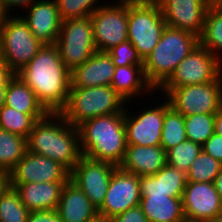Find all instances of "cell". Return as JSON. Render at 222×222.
Returning a JSON list of instances; mask_svg holds the SVG:
<instances>
[{
	"mask_svg": "<svg viewBox=\"0 0 222 222\" xmlns=\"http://www.w3.org/2000/svg\"><path fill=\"white\" fill-rule=\"evenodd\" d=\"M3 60H2V52H1V41H0V63H2Z\"/></svg>",
	"mask_w": 222,
	"mask_h": 222,
	"instance_id": "cell-50",
	"label": "cell"
},
{
	"mask_svg": "<svg viewBox=\"0 0 222 222\" xmlns=\"http://www.w3.org/2000/svg\"><path fill=\"white\" fill-rule=\"evenodd\" d=\"M111 222H149L142 212L141 207L130 208L111 219Z\"/></svg>",
	"mask_w": 222,
	"mask_h": 222,
	"instance_id": "cell-39",
	"label": "cell"
},
{
	"mask_svg": "<svg viewBox=\"0 0 222 222\" xmlns=\"http://www.w3.org/2000/svg\"><path fill=\"white\" fill-rule=\"evenodd\" d=\"M158 102L155 106H143L140 111L131 113L128 102L124 109V125L126 129L127 144L140 146H161V134L165 111L170 107L168 100ZM161 103V104H160ZM157 105V106H156ZM128 107V108H127Z\"/></svg>",
	"mask_w": 222,
	"mask_h": 222,
	"instance_id": "cell-12",
	"label": "cell"
},
{
	"mask_svg": "<svg viewBox=\"0 0 222 222\" xmlns=\"http://www.w3.org/2000/svg\"><path fill=\"white\" fill-rule=\"evenodd\" d=\"M221 168L222 163L202 150L186 173L187 182L214 183Z\"/></svg>",
	"mask_w": 222,
	"mask_h": 222,
	"instance_id": "cell-30",
	"label": "cell"
},
{
	"mask_svg": "<svg viewBox=\"0 0 222 222\" xmlns=\"http://www.w3.org/2000/svg\"><path fill=\"white\" fill-rule=\"evenodd\" d=\"M115 67L108 52L95 51L71 72V87L111 86Z\"/></svg>",
	"mask_w": 222,
	"mask_h": 222,
	"instance_id": "cell-19",
	"label": "cell"
},
{
	"mask_svg": "<svg viewBox=\"0 0 222 222\" xmlns=\"http://www.w3.org/2000/svg\"><path fill=\"white\" fill-rule=\"evenodd\" d=\"M182 204L187 220L209 222L222 215V199L214 183L187 182Z\"/></svg>",
	"mask_w": 222,
	"mask_h": 222,
	"instance_id": "cell-16",
	"label": "cell"
},
{
	"mask_svg": "<svg viewBox=\"0 0 222 222\" xmlns=\"http://www.w3.org/2000/svg\"><path fill=\"white\" fill-rule=\"evenodd\" d=\"M139 206L149 222H180L185 219L182 198L141 196Z\"/></svg>",
	"mask_w": 222,
	"mask_h": 222,
	"instance_id": "cell-24",
	"label": "cell"
},
{
	"mask_svg": "<svg viewBox=\"0 0 222 222\" xmlns=\"http://www.w3.org/2000/svg\"><path fill=\"white\" fill-rule=\"evenodd\" d=\"M56 211L62 222H95L100 219L97 207L70 180L62 189Z\"/></svg>",
	"mask_w": 222,
	"mask_h": 222,
	"instance_id": "cell-20",
	"label": "cell"
},
{
	"mask_svg": "<svg viewBox=\"0 0 222 222\" xmlns=\"http://www.w3.org/2000/svg\"><path fill=\"white\" fill-rule=\"evenodd\" d=\"M214 186L222 199V168L214 180Z\"/></svg>",
	"mask_w": 222,
	"mask_h": 222,
	"instance_id": "cell-45",
	"label": "cell"
},
{
	"mask_svg": "<svg viewBox=\"0 0 222 222\" xmlns=\"http://www.w3.org/2000/svg\"><path fill=\"white\" fill-rule=\"evenodd\" d=\"M180 222H195V221H191V220L184 219V220H182V221H180Z\"/></svg>",
	"mask_w": 222,
	"mask_h": 222,
	"instance_id": "cell-51",
	"label": "cell"
},
{
	"mask_svg": "<svg viewBox=\"0 0 222 222\" xmlns=\"http://www.w3.org/2000/svg\"><path fill=\"white\" fill-rule=\"evenodd\" d=\"M202 150L212 156L214 159L222 163V136L213 134L202 145Z\"/></svg>",
	"mask_w": 222,
	"mask_h": 222,
	"instance_id": "cell-38",
	"label": "cell"
},
{
	"mask_svg": "<svg viewBox=\"0 0 222 222\" xmlns=\"http://www.w3.org/2000/svg\"><path fill=\"white\" fill-rule=\"evenodd\" d=\"M201 151L202 145L185 140L166 152L167 165L187 173Z\"/></svg>",
	"mask_w": 222,
	"mask_h": 222,
	"instance_id": "cell-32",
	"label": "cell"
},
{
	"mask_svg": "<svg viewBox=\"0 0 222 222\" xmlns=\"http://www.w3.org/2000/svg\"><path fill=\"white\" fill-rule=\"evenodd\" d=\"M14 76V73L8 66L0 63V108L5 105V93L8 81Z\"/></svg>",
	"mask_w": 222,
	"mask_h": 222,
	"instance_id": "cell-41",
	"label": "cell"
},
{
	"mask_svg": "<svg viewBox=\"0 0 222 222\" xmlns=\"http://www.w3.org/2000/svg\"><path fill=\"white\" fill-rule=\"evenodd\" d=\"M107 52L115 66L143 65V60L139 56L137 49L129 40L113 46Z\"/></svg>",
	"mask_w": 222,
	"mask_h": 222,
	"instance_id": "cell-36",
	"label": "cell"
},
{
	"mask_svg": "<svg viewBox=\"0 0 222 222\" xmlns=\"http://www.w3.org/2000/svg\"><path fill=\"white\" fill-rule=\"evenodd\" d=\"M127 102L111 87H70L67 102L59 114L78 127L89 119L124 113Z\"/></svg>",
	"mask_w": 222,
	"mask_h": 222,
	"instance_id": "cell-5",
	"label": "cell"
},
{
	"mask_svg": "<svg viewBox=\"0 0 222 222\" xmlns=\"http://www.w3.org/2000/svg\"><path fill=\"white\" fill-rule=\"evenodd\" d=\"M159 90L170 106L183 116L216 114L222 108V75L210 83L159 88L157 92Z\"/></svg>",
	"mask_w": 222,
	"mask_h": 222,
	"instance_id": "cell-8",
	"label": "cell"
},
{
	"mask_svg": "<svg viewBox=\"0 0 222 222\" xmlns=\"http://www.w3.org/2000/svg\"><path fill=\"white\" fill-rule=\"evenodd\" d=\"M99 2V4H98ZM61 20L86 18L103 6L100 0H56Z\"/></svg>",
	"mask_w": 222,
	"mask_h": 222,
	"instance_id": "cell-34",
	"label": "cell"
},
{
	"mask_svg": "<svg viewBox=\"0 0 222 222\" xmlns=\"http://www.w3.org/2000/svg\"><path fill=\"white\" fill-rule=\"evenodd\" d=\"M5 105L24 114L49 113L28 85L15 74L7 83Z\"/></svg>",
	"mask_w": 222,
	"mask_h": 222,
	"instance_id": "cell-25",
	"label": "cell"
},
{
	"mask_svg": "<svg viewBox=\"0 0 222 222\" xmlns=\"http://www.w3.org/2000/svg\"><path fill=\"white\" fill-rule=\"evenodd\" d=\"M35 1L36 0H3V4H4L5 9L9 12V14H13V12H10V11H14L18 7H19V9H17V10H21L20 9L21 7L26 9L31 4H33ZM10 8L12 10H10Z\"/></svg>",
	"mask_w": 222,
	"mask_h": 222,
	"instance_id": "cell-42",
	"label": "cell"
},
{
	"mask_svg": "<svg viewBox=\"0 0 222 222\" xmlns=\"http://www.w3.org/2000/svg\"><path fill=\"white\" fill-rule=\"evenodd\" d=\"M67 182L11 183L29 211L56 210Z\"/></svg>",
	"mask_w": 222,
	"mask_h": 222,
	"instance_id": "cell-22",
	"label": "cell"
},
{
	"mask_svg": "<svg viewBox=\"0 0 222 222\" xmlns=\"http://www.w3.org/2000/svg\"><path fill=\"white\" fill-rule=\"evenodd\" d=\"M215 114L184 116L187 140L203 145L214 134Z\"/></svg>",
	"mask_w": 222,
	"mask_h": 222,
	"instance_id": "cell-31",
	"label": "cell"
},
{
	"mask_svg": "<svg viewBox=\"0 0 222 222\" xmlns=\"http://www.w3.org/2000/svg\"><path fill=\"white\" fill-rule=\"evenodd\" d=\"M10 16L9 12L5 9L3 0H0V25Z\"/></svg>",
	"mask_w": 222,
	"mask_h": 222,
	"instance_id": "cell-46",
	"label": "cell"
},
{
	"mask_svg": "<svg viewBox=\"0 0 222 222\" xmlns=\"http://www.w3.org/2000/svg\"><path fill=\"white\" fill-rule=\"evenodd\" d=\"M27 152V138L0 128V169L10 172Z\"/></svg>",
	"mask_w": 222,
	"mask_h": 222,
	"instance_id": "cell-27",
	"label": "cell"
},
{
	"mask_svg": "<svg viewBox=\"0 0 222 222\" xmlns=\"http://www.w3.org/2000/svg\"><path fill=\"white\" fill-rule=\"evenodd\" d=\"M117 167L110 162L82 155L70 172V181L99 209L104 203L111 176Z\"/></svg>",
	"mask_w": 222,
	"mask_h": 222,
	"instance_id": "cell-13",
	"label": "cell"
},
{
	"mask_svg": "<svg viewBox=\"0 0 222 222\" xmlns=\"http://www.w3.org/2000/svg\"><path fill=\"white\" fill-rule=\"evenodd\" d=\"M47 114H24L4 105L0 108V128L27 138L34 124Z\"/></svg>",
	"mask_w": 222,
	"mask_h": 222,
	"instance_id": "cell-28",
	"label": "cell"
},
{
	"mask_svg": "<svg viewBox=\"0 0 222 222\" xmlns=\"http://www.w3.org/2000/svg\"><path fill=\"white\" fill-rule=\"evenodd\" d=\"M211 5H222V0H208Z\"/></svg>",
	"mask_w": 222,
	"mask_h": 222,
	"instance_id": "cell-47",
	"label": "cell"
},
{
	"mask_svg": "<svg viewBox=\"0 0 222 222\" xmlns=\"http://www.w3.org/2000/svg\"><path fill=\"white\" fill-rule=\"evenodd\" d=\"M11 183L68 182L70 172L61 164L27 151L10 171Z\"/></svg>",
	"mask_w": 222,
	"mask_h": 222,
	"instance_id": "cell-17",
	"label": "cell"
},
{
	"mask_svg": "<svg viewBox=\"0 0 222 222\" xmlns=\"http://www.w3.org/2000/svg\"><path fill=\"white\" fill-rule=\"evenodd\" d=\"M200 44L222 60V5H211L206 13L205 26L199 37Z\"/></svg>",
	"mask_w": 222,
	"mask_h": 222,
	"instance_id": "cell-26",
	"label": "cell"
},
{
	"mask_svg": "<svg viewBox=\"0 0 222 222\" xmlns=\"http://www.w3.org/2000/svg\"><path fill=\"white\" fill-rule=\"evenodd\" d=\"M90 18L97 51L107 52L113 46L128 40V0L105 4L96 9Z\"/></svg>",
	"mask_w": 222,
	"mask_h": 222,
	"instance_id": "cell-11",
	"label": "cell"
},
{
	"mask_svg": "<svg viewBox=\"0 0 222 222\" xmlns=\"http://www.w3.org/2000/svg\"><path fill=\"white\" fill-rule=\"evenodd\" d=\"M25 10L20 16L35 38L44 45H55L62 22L56 0H36Z\"/></svg>",
	"mask_w": 222,
	"mask_h": 222,
	"instance_id": "cell-18",
	"label": "cell"
},
{
	"mask_svg": "<svg viewBox=\"0 0 222 222\" xmlns=\"http://www.w3.org/2000/svg\"><path fill=\"white\" fill-rule=\"evenodd\" d=\"M187 140L184 116L171 106L165 111L161 147L167 152L181 142Z\"/></svg>",
	"mask_w": 222,
	"mask_h": 222,
	"instance_id": "cell-29",
	"label": "cell"
},
{
	"mask_svg": "<svg viewBox=\"0 0 222 222\" xmlns=\"http://www.w3.org/2000/svg\"><path fill=\"white\" fill-rule=\"evenodd\" d=\"M166 164V151L161 146L128 144L119 167L140 177L154 175Z\"/></svg>",
	"mask_w": 222,
	"mask_h": 222,
	"instance_id": "cell-21",
	"label": "cell"
},
{
	"mask_svg": "<svg viewBox=\"0 0 222 222\" xmlns=\"http://www.w3.org/2000/svg\"><path fill=\"white\" fill-rule=\"evenodd\" d=\"M141 196H168L163 188V168L154 175L140 176Z\"/></svg>",
	"mask_w": 222,
	"mask_h": 222,
	"instance_id": "cell-37",
	"label": "cell"
},
{
	"mask_svg": "<svg viewBox=\"0 0 222 222\" xmlns=\"http://www.w3.org/2000/svg\"><path fill=\"white\" fill-rule=\"evenodd\" d=\"M167 26L155 0H128V40L144 61Z\"/></svg>",
	"mask_w": 222,
	"mask_h": 222,
	"instance_id": "cell-6",
	"label": "cell"
},
{
	"mask_svg": "<svg viewBox=\"0 0 222 222\" xmlns=\"http://www.w3.org/2000/svg\"><path fill=\"white\" fill-rule=\"evenodd\" d=\"M209 222H222V215L217 216L216 218L212 219V220L209 221Z\"/></svg>",
	"mask_w": 222,
	"mask_h": 222,
	"instance_id": "cell-48",
	"label": "cell"
},
{
	"mask_svg": "<svg viewBox=\"0 0 222 222\" xmlns=\"http://www.w3.org/2000/svg\"><path fill=\"white\" fill-rule=\"evenodd\" d=\"M111 87L127 103L132 97L135 99L142 94L146 96L147 93L153 96L152 94L156 92L146 80L143 65L116 66Z\"/></svg>",
	"mask_w": 222,
	"mask_h": 222,
	"instance_id": "cell-23",
	"label": "cell"
},
{
	"mask_svg": "<svg viewBox=\"0 0 222 222\" xmlns=\"http://www.w3.org/2000/svg\"><path fill=\"white\" fill-rule=\"evenodd\" d=\"M140 199L139 177L118 166L111 176L104 203L98 209L99 217L111 220L116 215L138 206Z\"/></svg>",
	"mask_w": 222,
	"mask_h": 222,
	"instance_id": "cell-14",
	"label": "cell"
},
{
	"mask_svg": "<svg viewBox=\"0 0 222 222\" xmlns=\"http://www.w3.org/2000/svg\"><path fill=\"white\" fill-rule=\"evenodd\" d=\"M27 222H62L56 210L30 211Z\"/></svg>",
	"mask_w": 222,
	"mask_h": 222,
	"instance_id": "cell-40",
	"label": "cell"
},
{
	"mask_svg": "<svg viewBox=\"0 0 222 222\" xmlns=\"http://www.w3.org/2000/svg\"><path fill=\"white\" fill-rule=\"evenodd\" d=\"M55 46L70 72L89 59L97 51L90 16L63 20Z\"/></svg>",
	"mask_w": 222,
	"mask_h": 222,
	"instance_id": "cell-9",
	"label": "cell"
},
{
	"mask_svg": "<svg viewBox=\"0 0 222 222\" xmlns=\"http://www.w3.org/2000/svg\"><path fill=\"white\" fill-rule=\"evenodd\" d=\"M186 184V173L167 164L163 167V188L168 197L182 198Z\"/></svg>",
	"mask_w": 222,
	"mask_h": 222,
	"instance_id": "cell-35",
	"label": "cell"
},
{
	"mask_svg": "<svg viewBox=\"0 0 222 222\" xmlns=\"http://www.w3.org/2000/svg\"><path fill=\"white\" fill-rule=\"evenodd\" d=\"M17 14L9 16L0 25L2 60L14 74L26 66L44 45Z\"/></svg>",
	"mask_w": 222,
	"mask_h": 222,
	"instance_id": "cell-7",
	"label": "cell"
},
{
	"mask_svg": "<svg viewBox=\"0 0 222 222\" xmlns=\"http://www.w3.org/2000/svg\"><path fill=\"white\" fill-rule=\"evenodd\" d=\"M15 75L28 85L49 113H59L65 106L71 87V72L55 45H43Z\"/></svg>",
	"mask_w": 222,
	"mask_h": 222,
	"instance_id": "cell-1",
	"label": "cell"
},
{
	"mask_svg": "<svg viewBox=\"0 0 222 222\" xmlns=\"http://www.w3.org/2000/svg\"><path fill=\"white\" fill-rule=\"evenodd\" d=\"M200 44L189 31L166 26L160 41L143 61L144 75L157 91L173 74L177 65Z\"/></svg>",
	"mask_w": 222,
	"mask_h": 222,
	"instance_id": "cell-4",
	"label": "cell"
},
{
	"mask_svg": "<svg viewBox=\"0 0 222 222\" xmlns=\"http://www.w3.org/2000/svg\"><path fill=\"white\" fill-rule=\"evenodd\" d=\"M12 188L10 172L0 169V198Z\"/></svg>",
	"mask_w": 222,
	"mask_h": 222,
	"instance_id": "cell-43",
	"label": "cell"
},
{
	"mask_svg": "<svg viewBox=\"0 0 222 222\" xmlns=\"http://www.w3.org/2000/svg\"><path fill=\"white\" fill-rule=\"evenodd\" d=\"M222 75V60L199 44L176 67L160 88H176L216 81Z\"/></svg>",
	"mask_w": 222,
	"mask_h": 222,
	"instance_id": "cell-10",
	"label": "cell"
},
{
	"mask_svg": "<svg viewBox=\"0 0 222 222\" xmlns=\"http://www.w3.org/2000/svg\"><path fill=\"white\" fill-rule=\"evenodd\" d=\"M95 222H111V220L98 219V220L95 221Z\"/></svg>",
	"mask_w": 222,
	"mask_h": 222,
	"instance_id": "cell-49",
	"label": "cell"
},
{
	"mask_svg": "<svg viewBox=\"0 0 222 222\" xmlns=\"http://www.w3.org/2000/svg\"><path fill=\"white\" fill-rule=\"evenodd\" d=\"M29 212L13 187L0 198V222H27Z\"/></svg>",
	"mask_w": 222,
	"mask_h": 222,
	"instance_id": "cell-33",
	"label": "cell"
},
{
	"mask_svg": "<svg viewBox=\"0 0 222 222\" xmlns=\"http://www.w3.org/2000/svg\"><path fill=\"white\" fill-rule=\"evenodd\" d=\"M27 151L44 155L71 172L82 156L79 130L59 113H48L29 133Z\"/></svg>",
	"mask_w": 222,
	"mask_h": 222,
	"instance_id": "cell-2",
	"label": "cell"
},
{
	"mask_svg": "<svg viewBox=\"0 0 222 222\" xmlns=\"http://www.w3.org/2000/svg\"><path fill=\"white\" fill-rule=\"evenodd\" d=\"M214 133L222 136V108L215 114Z\"/></svg>",
	"mask_w": 222,
	"mask_h": 222,
	"instance_id": "cell-44",
	"label": "cell"
},
{
	"mask_svg": "<svg viewBox=\"0 0 222 222\" xmlns=\"http://www.w3.org/2000/svg\"><path fill=\"white\" fill-rule=\"evenodd\" d=\"M82 155L119 166L127 144L124 113L95 117L78 127Z\"/></svg>",
	"mask_w": 222,
	"mask_h": 222,
	"instance_id": "cell-3",
	"label": "cell"
},
{
	"mask_svg": "<svg viewBox=\"0 0 222 222\" xmlns=\"http://www.w3.org/2000/svg\"><path fill=\"white\" fill-rule=\"evenodd\" d=\"M167 26L189 31L200 37L205 26L208 0H155Z\"/></svg>",
	"mask_w": 222,
	"mask_h": 222,
	"instance_id": "cell-15",
	"label": "cell"
}]
</instances>
